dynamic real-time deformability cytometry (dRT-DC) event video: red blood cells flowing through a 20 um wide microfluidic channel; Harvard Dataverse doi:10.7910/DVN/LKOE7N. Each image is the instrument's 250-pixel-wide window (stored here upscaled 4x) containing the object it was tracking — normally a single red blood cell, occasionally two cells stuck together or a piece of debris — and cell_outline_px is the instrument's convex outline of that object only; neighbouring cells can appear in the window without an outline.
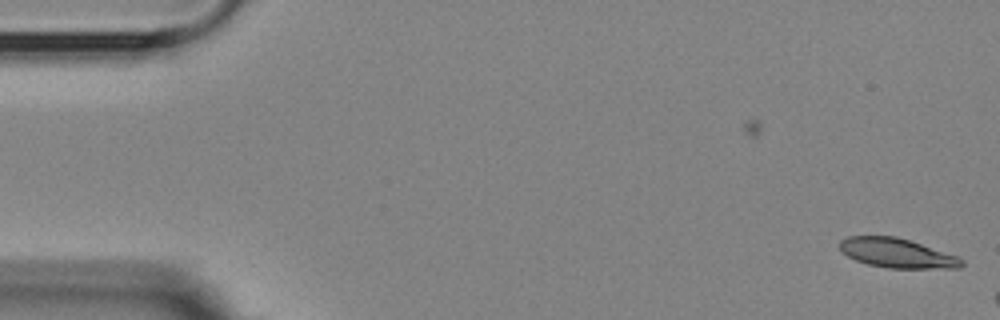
{"species": "Egyptian fruit bat (a non-hibernating species)", "species_latin": "Rousettus aegyptiacus", "temperature_condition": "room temperature", "stored_images_in_passage": 7, "camera_frame_rate_fps": 3000, "um_per_image_px": 0.085, "animal": {"sex": "female"}, "frame": {"image": 1, "passage_image": 7, "time_ms": 2.0, "image_size_px": [1000, 320], "cell_outline_px": [[964, 264], [960, 268], [888, 268], [868, 264], [856, 260], [848, 256], [840, 248], [840, 240], [848, 236], [896, 236], [960, 256], [964, 260]], "centroid_in_image_um": [76.29, 21.51], "position_along_channel_um": 8.7, "area_um2": 20.92}}